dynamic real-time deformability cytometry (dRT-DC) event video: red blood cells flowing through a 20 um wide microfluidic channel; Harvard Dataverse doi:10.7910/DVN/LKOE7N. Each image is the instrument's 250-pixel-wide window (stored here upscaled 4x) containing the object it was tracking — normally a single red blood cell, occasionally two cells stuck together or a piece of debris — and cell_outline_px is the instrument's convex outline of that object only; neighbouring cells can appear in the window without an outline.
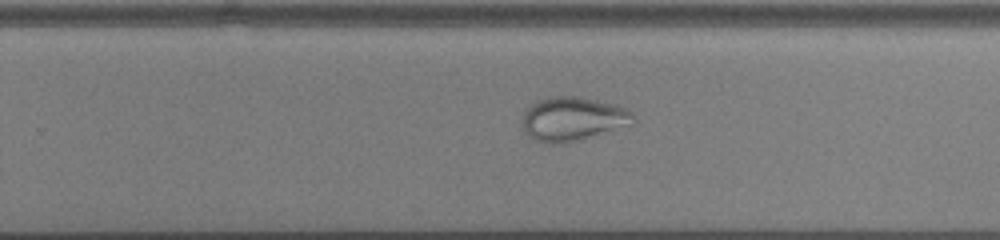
{"species": "common noctule bat (a hibernating species)", "species_latin": "Nyctalus noctula", "temperature_condition": "cold", "stored_images_in_passage": 41, "camera_frame_rate_fps": 3000, "um_per_image_px": 0.085, "animal": {"sex": "male", "body_mass_g": 13.0, "forearm_length_mm": 53.1}, "frame": {"image": 1, "passage_image": 22, "time_ms": 7.0, "image_size_px": [1000, 240], "cell_outline_px": [[632, 124], [580, 140], [564, 144], [544, 144], [528, 136], [524, 128], [524, 112], [536, 100], [548, 96], [580, 96], [612, 104], [624, 108], [632, 112]], "centroid_in_image_um": [48.65, 10.11], "position_along_channel_um": 281.2, "area_um2": 28.26}}
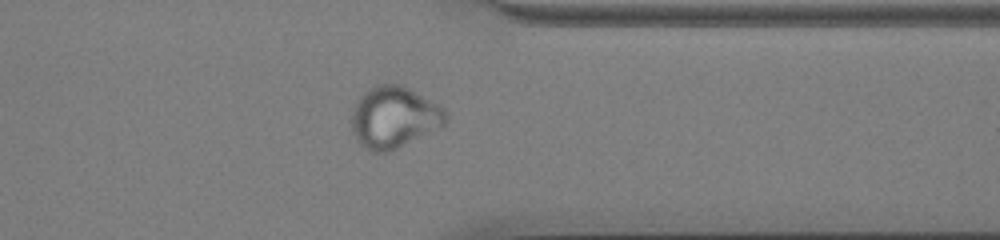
{"frame": {"image": 2, "passage_image": 30, "time_ms": 9.667, "image_size_px": [1000, 240], "cell_outline_px": [[448, 120], [440, 128], [388, 152], [372, 152], [360, 144], [352, 132], [352, 108], [356, 100], [368, 88], [376, 84], [400, 84], [408, 88], [444, 108], [448, 112]], "centroid_in_image_um": [33.48, 9.96], "position_along_channel_um": 377.9, "area_um2": 33.81}}
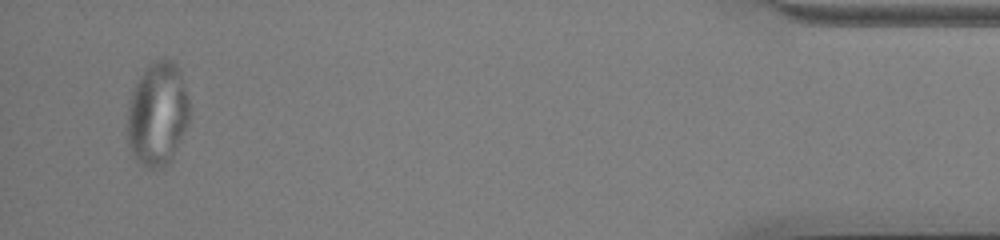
{"frame": {"image": 3, "passage_image": 39, "time_ms": 12.667, "image_size_px": [1000, 240], "cell_outline_px": [[188, 124], [172, 160], [160, 168], [148, 168], [136, 160], [128, 144], [128, 104], [132, 92], [140, 76], [148, 64], [160, 60], [172, 60], [180, 68], [188, 96]], "centroid_in_image_um": [13.4, 9.7], "position_along_channel_um": 421.8, "area_um2": 37.45}}